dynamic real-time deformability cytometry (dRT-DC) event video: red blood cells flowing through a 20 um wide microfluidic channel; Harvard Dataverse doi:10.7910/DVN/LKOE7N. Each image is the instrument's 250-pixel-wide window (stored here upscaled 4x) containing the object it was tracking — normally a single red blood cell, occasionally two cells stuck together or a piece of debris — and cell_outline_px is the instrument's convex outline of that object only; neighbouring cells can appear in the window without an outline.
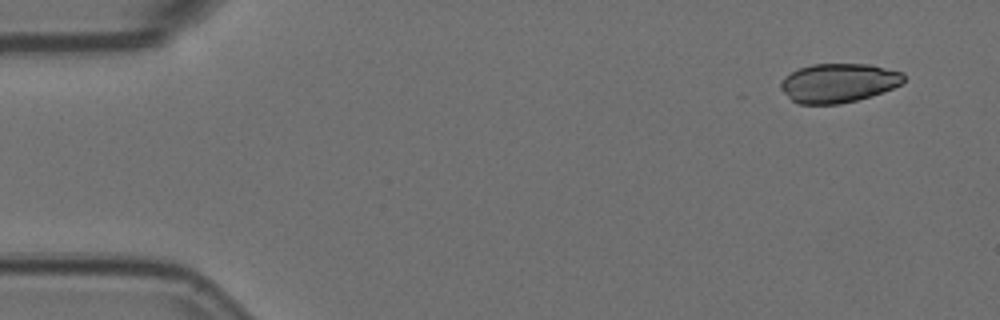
{"species": "Egyptian fruit bat (a non-hibernating species)", "species_latin": "Rousettus aegyptiacus", "temperature_condition": "room temperature", "stored_images_in_passage": 40, "camera_frame_rate_fps": 3000, "um_per_image_px": 0.085, "animal": {"sex": "female"}, "frame": {"image": 1, "passage_image": 1, "time_ms": 0.0, "image_size_px": [1000, 320], "cell_outline_px": [[904, 80], [900, 84], [892, 88], [872, 96], [840, 104], [800, 104], [792, 100], [780, 88], [780, 84], [784, 76], [800, 68], [812, 64], [868, 64], [904, 72]], "centroid_in_image_um": [71.27, 7.05], "position_along_channel_um": 13.7, "area_um2": 27.92}}
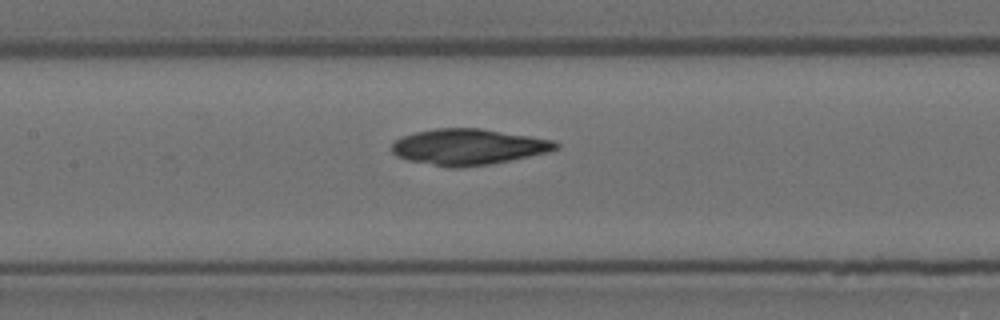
{"frame": {"image": 2, "passage_image": 23, "time_ms": 7.333, "image_size_px": [1000, 320], "cell_outline_px": [[560, 148], [548, 152], [488, 164], [460, 168], [448, 168], [408, 160], [396, 156], [392, 152], [392, 144], [396, 140], [404, 136], [416, 132], [436, 128], [480, 128], [552, 140], [560, 144]], "centroid_in_image_um": [39.79, 12.49], "position_along_channel_um": 167.6, "area_um2": 34.1}}
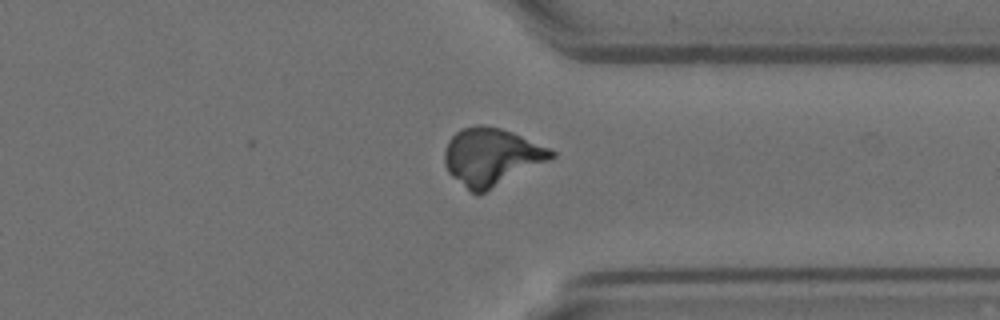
{"frame": {"image": 3, "passage_image": 40, "time_ms": 13.0, "image_size_px": [1000, 320], "cell_outline_px": [[556, 156], [484, 192], [472, 192], [452, 176], [448, 172], [444, 164], [444, 152], [448, 140], [456, 132], [464, 128], [476, 124], [480, 124], [500, 128], [512, 132], [548, 148], [556, 152]], "centroid_in_image_um": [41.73, 13.3], "position_along_channel_um": 369.7, "area_um2": 34.97}}